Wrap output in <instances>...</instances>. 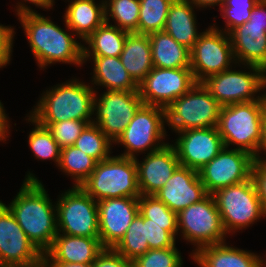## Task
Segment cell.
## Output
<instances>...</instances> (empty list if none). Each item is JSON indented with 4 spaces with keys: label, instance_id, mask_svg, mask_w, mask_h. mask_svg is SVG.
<instances>
[{
    "label": "cell",
    "instance_id": "1",
    "mask_svg": "<svg viewBox=\"0 0 266 267\" xmlns=\"http://www.w3.org/2000/svg\"><path fill=\"white\" fill-rule=\"evenodd\" d=\"M47 192L42 181L28 171L10 204L3 203L42 254L58 234L56 203L53 204Z\"/></svg>",
    "mask_w": 266,
    "mask_h": 267
},
{
    "label": "cell",
    "instance_id": "2",
    "mask_svg": "<svg viewBox=\"0 0 266 267\" xmlns=\"http://www.w3.org/2000/svg\"><path fill=\"white\" fill-rule=\"evenodd\" d=\"M17 18L40 70L56 63H67L76 68L83 66L84 44L77 41L65 20L64 25L69 33L39 12L24 13Z\"/></svg>",
    "mask_w": 266,
    "mask_h": 267
},
{
    "label": "cell",
    "instance_id": "3",
    "mask_svg": "<svg viewBox=\"0 0 266 267\" xmlns=\"http://www.w3.org/2000/svg\"><path fill=\"white\" fill-rule=\"evenodd\" d=\"M89 84L72 78L46 89L29 115L44 127L67 120L91 124L96 90Z\"/></svg>",
    "mask_w": 266,
    "mask_h": 267
},
{
    "label": "cell",
    "instance_id": "4",
    "mask_svg": "<svg viewBox=\"0 0 266 267\" xmlns=\"http://www.w3.org/2000/svg\"><path fill=\"white\" fill-rule=\"evenodd\" d=\"M262 122L261 98L251 102L221 106L217 128L225 147L232 146L260 159Z\"/></svg>",
    "mask_w": 266,
    "mask_h": 267
},
{
    "label": "cell",
    "instance_id": "5",
    "mask_svg": "<svg viewBox=\"0 0 266 267\" xmlns=\"http://www.w3.org/2000/svg\"><path fill=\"white\" fill-rule=\"evenodd\" d=\"M80 187L97 202L107 198L139 197L135 159L113 155L97 162Z\"/></svg>",
    "mask_w": 266,
    "mask_h": 267
},
{
    "label": "cell",
    "instance_id": "6",
    "mask_svg": "<svg viewBox=\"0 0 266 267\" xmlns=\"http://www.w3.org/2000/svg\"><path fill=\"white\" fill-rule=\"evenodd\" d=\"M212 196L229 236L266 218L252 176L241 183L221 188Z\"/></svg>",
    "mask_w": 266,
    "mask_h": 267
},
{
    "label": "cell",
    "instance_id": "7",
    "mask_svg": "<svg viewBox=\"0 0 266 267\" xmlns=\"http://www.w3.org/2000/svg\"><path fill=\"white\" fill-rule=\"evenodd\" d=\"M236 66L244 69L236 70ZM233 68L211 75L202 81L218 103L225 106L261 99L266 90V71L255 65L237 63ZM245 69H249L248 72Z\"/></svg>",
    "mask_w": 266,
    "mask_h": 267
},
{
    "label": "cell",
    "instance_id": "8",
    "mask_svg": "<svg viewBox=\"0 0 266 267\" xmlns=\"http://www.w3.org/2000/svg\"><path fill=\"white\" fill-rule=\"evenodd\" d=\"M221 105L202 82L174 100L166 109V125L172 132L217 127Z\"/></svg>",
    "mask_w": 266,
    "mask_h": 267
},
{
    "label": "cell",
    "instance_id": "9",
    "mask_svg": "<svg viewBox=\"0 0 266 267\" xmlns=\"http://www.w3.org/2000/svg\"><path fill=\"white\" fill-rule=\"evenodd\" d=\"M166 111L159 106L143 104L126 129L114 142L123 145L124 152L118 156L136 159L140 154L159 150L169 142L166 131ZM146 152V153H145Z\"/></svg>",
    "mask_w": 266,
    "mask_h": 267
},
{
    "label": "cell",
    "instance_id": "10",
    "mask_svg": "<svg viewBox=\"0 0 266 267\" xmlns=\"http://www.w3.org/2000/svg\"><path fill=\"white\" fill-rule=\"evenodd\" d=\"M177 221L179 236L194 245L191 259L200 248L226 242L229 238L212 194L180 211Z\"/></svg>",
    "mask_w": 266,
    "mask_h": 267
},
{
    "label": "cell",
    "instance_id": "11",
    "mask_svg": "<svg viewBox=\"0 0 266 267\" xmlns=\"http://www.w3.org/2000/svg\"><path fill=\"white\" fill-rule=\"evenodd\" d=\"M58 196L55 202L58 233L99 238L97 201L78 186Z\"/></svg>",
    "mask_w": 266,
    "mask_h": 267
},
{
    "label": "cell",
    "instance_id": "12",
    "mask_svg": "<svg viewBox=\"0 0 266 267\" xmlns=\"http://www.w3.org/2000/svg\"><path fill=\"white\" fill-rule=\"evenodd\" d=\"M95 91L93 119L100 130L114 143L144 104L139 91Z\"/></svg>",
    "mask_w": 266,
    "mask_h": 267
},
{
    "label": "cell",
    "instance_id": "13",
    "mask_svg": "<svg viewBox=\"0 0 266 267\" xmlns=\"http://www.w3.org/2000/svg\"><path fill=\"white\" fill-rule=\"evenodd\" d=\"M236 64L228 33L206 28L190 49V68L196 82L225 71Z\"/></svg>",
    "mask_w": 266,
    "mask_h": 267
},
{
    "label": "cell",
    "instance_id": "14",
    "mask_svg": "<svg viewBox=\"0 0 266 267\" xmlns=\"http://www.w3.org/2000/svg\"><path fill=\"white\" fill-rule=\"evenodd\" d=\"M0 267H43V254L3 203L0 205Z\"/></svg>",
    "mask_w": 266,
    "mask_h": 267
},
{
    "label": "cell",
    "instance_id": "15",
    "mask_svg": "<svg viewBox=\"0 0 266 267\" xmlns=\"http://www.w3.org/2000/svg\"><path fill=\"white\" fill-rule=\"evenodd\" d=\"M255 159L246 151L224 147L198 174L207 193L213 194L221 188L248 180Z\"/></svg>",
    "mask_w": 266,
    "mask_h": 267
},
{
    "label": "cell",
    "instance_id": "16",
    "mask_svg": "<svg viewBox=\"0 0 266 267\" xmlns=\"http://www.w3.org/2000/svg\"><path fill=\"white\" fill-rule=\"evenodd\" d=\"M196 83L191 68L153 67L139 84V93L145 105L159 106L166 109Z\"/></svg>",
    "mask_w": 266,
    "mask_h": 267
},
{
    "label": "cell",
    "instance_id": "17",
    "mask_svg": "<svg viewBox=\"0 0 266 267\" xmlns=\"http://www.w3.org/2000/svg\"><path fill=\"white\" fill-rule=\"evenodd\" d=\"M172 141L181 166L200 171L225 147L217 127L187 129Z\"/></svg>",
    "mask_w": 266,
    "mask_h": 267
},
{
    "label": "cell",
    "instance_id": "18",
    "mask_svg": "<svg viewBox=\"0 0 266 267\" xmlns=\"http://www.w3.org/2000/svg\"><path fill=\"white\" fill-rule=\"evenodd\" d=\"M99 238L104 248H114L139 213L138 197L107 198L97 202Z\"/></svg>",
    "mask_w": 266,
    "mask_h": 267
},
{
    "label": "cell",
    "instance_id": "19",
    "mask_svg": "<svg viewBox=\"0 0 266 267\" xmlns=\"http://www.w3.org/2000/svg\"><path fill=\"white\" fill-rule=\"evenodd\" d=\"M144 156L143 161L135 159L139 191L141 195H154L173 175L180 162L172 143Z\"/></svg>",
    "mask_w": 266,
    "mask_h": 267
},
{
    "label": "cell",
    "instance_id": "20",
    "mask_svg": "<svg viewBox=\"0 0 266 267\" xmlns=\"http://www.w3.org/2000/svg\"><path fill=\"white\" fill-rule=\"evenodd\" d=\"M208 195L197 171L179 166L164 186L154 194L170 210L178 214Z\"/></svg>",
    "mask_w": 266,
    "mask_h": 267
},
{
    "label": "cell",
    "instance_id": "21",
    "mask_svg": "<svg viewBox=\"0 0 266 267\" xmlns=\"http://www.w3.org/2000/svg\"><path fill=\"white\" fill-rule=\"evenodd\" d=\"M228 34L237 64L255 65L266 71V25L247 21Z\"/></svg>",
    "mask_w": 266,
    "mask_h": 267
},
{
    "label": "cell",
    "instance_id": "22",
    "mask_svg": "<svg viewBox=\"0 0 266 267\" xmlns=\"http://www.w3.org/2000/svg\"><path fill=\"white\" fill-rule=\"evenodd\" d=\"M103 250L100 238L58 233L43 254V262L93 263Z\"/></svg>",
    "mask_w": 266,
    "mask_h": 267
},
{
    "label": "cell",
    "instance_id": "23",
    "mask_svg": "<svg viewBox=\"0 0 266 267\" xmlns=\"http://www.w3.org/2000/svg\"><path fill=\"white\" fill-rule=\"evenodd\" d=\"M92 60V61H91ZM93 63L91 85L96 90L101 86L108 91H139V85L122 65L120 57H83Z\"/></svg>",
    "mask_w": 266,
    "mask_h": 267
},
{
    "label": "cell",
    "instance_id": "24",
    "mask_svg": "<svg viewBox=\"0 0 266 267\" xmlns=\"http://www.w3.org/2000/svg\"><path fill=\"white\" fill-rule=\"evenodd\" d=\"M227 244L204 246L192 255V260L199 267H260L261 255Z\"/></svg>",
    "mask_w": 266,
    "mask_h": 267
},
{
    "label": "cell",
    "instance_id": "25",
    "mask_svg": "<svg viewBox=\"0 0 266 267\" xmlns=\"http://www.w3.org/2000/svg\"><path fill=\"white\" fill-rule=\"evenodd\" d=\"M70 2L66 7L63 19L77 38L86 40L105 20L104 0H66Z\"/></svg>",
    "mask_w": 266,
    "mask_h": 267
},
{
    "label": "cell",
    "instance_id": "26",
    "mask_svg": "<svg viewBox=\"0 0 266 267\" xmlns=\"http://www.w3.org/2000/svg\"><path fill=\"white\" fill-rule=\"evenodd\" d=\"M194 7L187 0H174L169 8L164 31L178 43L191 49L199 36L197 16Z\"/></svg>",
    "mask_w": 266,
    "mask_h": 267
},
{
    "label": "cell",
    "instance_id": "27",
    "mask_svg": "<svg viewBox=\"0 0 266 267\" xmlns=\"http://www.w3.org/2000/svg\"><path fill=\"white\" fill-rule=\"evenodd\" d=\"M120 59L132 79L139 85L154 67L149 36L129 33Z\"/></svg>",
    "mask_w": 266,
    "mask_h": 267
},
{
    "label": "cell",
    "instance_id": "28",
    "mask_svg": "<svg viewBox=\"0 0 266 267\" xmlns=\"http://www.w3.org/2000/svg\"><path fill=\"white\" fill-rule=\"evenodd\" d=\"M153 66L157 68H190V49L178 43L164 30L148 35Z\"/></svg>",
    "mask_w": 266,
    "mask_h": 267
},
{
    "label": "cell",
    "instance_id": "29",
    "mask_svg": "<svg viewBox=\"0 0 266 267\" xmlns=\"http://www.w3.org/2000/svg\"><path fill=\"white\" fill-rule=\"evenodd\" d=\"M129 33L105 22L83 41V57H120Z\"/></svg>",
    "mask_w": 266,
    "mask_h": 267
},
{
    "label": "cell",
    "instance_id": "30",
    "mask_svg": "<svg viewBox=\"0 0 266 267\" xmlns=\"http://www.w3.org/2000/svg\"><path fill=\"white\" fill-rule=\"evenodd\" d=\"M97 161L77 149L75 146H67L60 150L58 169L67 177L73 179V186L80 187L93 172Z\"/></svg>",
    "mask_w": 266,
    "mask_h": 267
},
{
    "label": "cell",
    "instance_id": "31",
    "mask_svg": "<svg viewBox=\"0 0 266 267\" xmlns=\"http://www.w3.org/2000/svg\"><path fill=\"white\" fill-rule=\"evenodd\" d=\"M27 120L34 127L29 131L28 145L33 153L34 158L40 160H53L58 167L60 161V150L57 142L52 137L51 132L41 124H39L35 119H33L29 114H26Z\"/></svg>",
    "mask_w": 266,
    "mask_h": 267
},
{
    "label": "cell",
    "instance_id": "32",
    "mask_svg": "<svg viewBox=\"0 0 266 267\" xmlns=\"http://www.w3.org/2000/svg\"><path fill=\"white\" fill-rule=\"evenodd\" d=\"M104 4L106 23L112 18L113 26L138 34L139 0H105Z\"/></svg>",
    "mask_w": 266,
    "mask_h": 267
},
{
    "label": "cell",
    "instance_id": "33",
    "mask_svg": "<svg viewBox=\"0 0 266 267\" xmlns=\"http://www.w3.org/2000/svg\"><path fill=\"white\" fill-rule=\"evenodd\" d=\"M113 144L96 124L91 123L81 132L73 146L100 162L112 156Z\"/></svg>",
    "mask_w": 266,
    "mask_h": 267
},
{
    "label": "cell",
    "instance_id": "34",
    "mask_svg": "<svg viewBox=\"0 0 266 267\" xmlns=\"http://www.w3.org/2000/svg\"><path fill=\"white\" fill-rule=\"evenodd\" d=\"M174 0H139L138 34L163 31L171 3Z\"/></svg>",
    "mask_w": 266,
    "mask_h": 267
},
{
    "label": "cell",
    "instance_id": "35",
    "mask_svg": "<svg viewBox=\"0 0 266 267\" xmlns=\"http://www.w3.org/2000/svg\"><path fill=\"white\" fill-rule=\"evenodd\" d=\"M113 249L131 262L149 250L145 240L144 218L140 213L135 216L125 235Z\"/></svg>",
    "mask_w": 266,
    "mask_h": 267
},
{
    "label": "cell",
    "instance_id": "36",
    "mask_svg": "<svg viewBox=\"0 0 266 267\" xmlns=\"http://www.w3.org/2000/svg\"><path fill=\"white\" fill-rule=\"evenodd\" d=\"M259 0H225L219 8L220 16L224 20V29H219L216 23L212 26L218 30L229 33L232 29L247 22L251 16L253 7Z\"/></svg>",
    "mask_w": 266,
    "mask_h": 267
},
{
    "label": "cell",
    "instance_id": "37",
    "mask_svg": "<svg viewBox=\"0 0 266 267\" xmlns=\"http://www.w3.org/2000/svg\"><path fill=\"white\" fill-rule=\"evenodd\" d=\"M176 245L164 249H149L132 261V267H183V258Z\"/></svg>",
    "mask_w": 266,
    "mask_h": 267
},
{
    "label": "cell",
    "instance_id": "38",
    "mask_svg": "<svg viewBox=\"0 0 266 267\" xmlns=\"http://www.w3.org/2000/svg\"><path fill=\"white\" fill-rule=\"evenodd\" d=\"M139 213L149 222L157 224H178L177 214L170 210L154 195H140L138 197Z\"/></svg>",
    "mask_w": 266,
    "mask_h": 267
},
{
    "label": "cell",
    "instance_id": "39",
    "mask_svg": "<svg viewBox=\"0 0 266 267\" xmlns=\"http://www.w3.org/2000/svg\"><path fill=\"white\" fill-rule=\"evenodd\" d=\"M145 240L149 249H164L176 245L178 236V224H157L144 218ZM177 235V236H176Z\"/></svg>",
    "mask_w": 266,
    "mask_h": 267
},
{
    "label": "cell",
    "instance_id": "40",
    "mask_svg": "<svg viewBox=\"0 0 266 267\" xmlns=\"http://www.w3.org/2000/svg\"><path fill=\"white\" fill-rule=\"evenodd\" d=\"M88 124L87 121L67 120L50 123L46 128L51 132L58 146L64 148L72 146Z\"/></svg>",
    "mask_w": 266,
    "mask_h": 267
},
{
    "label": "cell",
    "instance_id": "41",
    "mask_svg": "<svg viewBox=\"0 0 266 267\" xmlns=\"http://www.w3.org/2000/svg\"><path fill=\"white\" fill-rule=\"evenodd\" d=\"M15 27L0 24V68L6 67L12 60Z\"/></svg>",
    "mask_w": 266,
    "mask_h": 267
},
{
    "label": "cell",
    "instance_id": "42",
    "mask_svg": "<svg viewBox=\"0 0 266 267\" xmlns=\"http://www.w3.org/2000/svg\"><path fill=\"white\" fill-rule=\"evenodd\" d=\"M93 267H132V262L113 248H104L93 262Z\"/></svg>",
    "mask_w": 266,
    "mask_h": 267
},
{
    "label": "cell",
    "instance_id": "43",
    "mask_svg": "<svg viewBox=\"0 0 266 267\" xmlns=\"http://www.w3.org/2000/svg\"><path fill=\"white\" fill-rule=\"evenodd\" d=\"M252 178L257 188L258 197L266 213V159H255Z\"/></svg>",
    "mask_w": 266,
    "mask_h": 267
},
{
    "label": "cell",
    "instance_id": "44",
    "mask_svg": "<svg viewBox=\"0 0 266 267\" xmlns=\"http://www.w3.org/2000/svg\"><path fill=\"white\" fill-rule=\"evenodd\" d=\"M32 4L33 6L37 8H42L44 11L50 9H53L55 5V0H20L17 1V5L14 6V10L16 12V16L24 14V13H31V12H37L30 5L27 4ZM16 8V9H15ZM46 9V10H45Z\"/></svg>",
    "mask_w": 266,
    "mask_h": 267
},
{
    "label": "cell",
    "instance_id": "45",
    "mask_svg": "<svg viewBox=\"0 0 266 267\" xmlns=\"http://www.w3.org/2000/svg\"><path fill=\"white\" fill-rule=\"evenodd\" d=\"M251 24L266 25V0H259L248 20Z\"/></svg>",
    "mask_w": 266,
    "mask_h": 267
},
{
    "label": "cell",
    "instance_id": "46",
    "mask_svg": "<svg viewBox=\"0 0 266 267\" xmlns=\"http://www.w3.org/2000/svg\"><path fill=\"white\" fill-rule=\"evenodd\" d=\"M10 118L8 114H6V110L0 100V142L4 143L5 141L9 140L10 136Z\"/></svg>",
    "mask_w": 266,
    "mask_h": 267
},
{
    "label": "cell",
    "instance_id": "47",
    "mask_svg": "<svg viewBox=\"0 0 266 267\" xmlns=\"http://www.w3.org/2000/svg\"><path fill=\"white\" fill-rule=\"evenodd\" d=\"M262 106H263V122H262V140L260 143V159H266V90L262 97Z\"/></svg>",
    "mask_w": 266,
    "mask_h": 267
},
{
    "label": "cell",
    "instance_id": "48",
    "mask_svg": "<svg viewBox=\"0 0 266 267\" xmlns=\"http://www.w3.org/2000/svg\"><path fill=\"white\" fill-rule=\"evenodd\" d=\"M194 7L200 9L214 8L215 6H219V8L224 4L225 0H187Z\"/></svg>",
    "mask_w": 266,
    "mask_h": 267
},
{
    "label": "cell",
    "instance_id": "49",
    "mask_svg": "<svg viewBox=\"0 0 266 267\" xmlns=\"http://www.w3.org/2000/svg\"><path fill=\"white\" fill-rule=\"evenodd\" d=\"M43 267H93V263L43 262Z\"/></svg>",
    "mask_w": 266,
    "mask_h": 267
},
{
    "label": "cell",
    "instance_id": "50",
    "mask_svg": "<svg viewBox=\"0 0 266 267\" xmlns=\"http://www.w3.org/2000/svg\"><path fill=\"white\" fill-rule=\"evenodd\" d=\"M266 256L264 255V258ZM263 256L260 258V267H266V259H264Z\"/></svg>",
    "mask_w": 266,
    "mask_h": 267
}]
</instances>
